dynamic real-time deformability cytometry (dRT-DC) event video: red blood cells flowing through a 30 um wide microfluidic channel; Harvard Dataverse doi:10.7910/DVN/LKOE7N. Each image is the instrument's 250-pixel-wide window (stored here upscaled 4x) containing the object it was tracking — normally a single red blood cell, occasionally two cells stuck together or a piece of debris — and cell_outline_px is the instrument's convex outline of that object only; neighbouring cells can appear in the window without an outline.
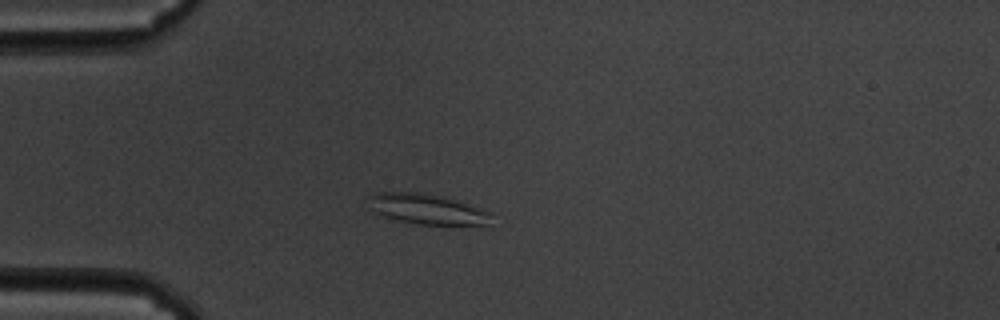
{"species": "common noctule bat (a hibernating species)", "species_latin": "Nyctalus noctula", "temperature_condition": "cold", "stored_images_in_passage": 58, "camera_frame_rate_fps": 3000, "um_per_image_px": 0.085, "animal": {"sex": "male", "body_mass_g": 19.5, "forearm_length_mm": 54.6}, "frame": {"image": 1, "passage_image": 15, "time_ms": 4.667, "image_size_px": [1000, 320], "cell_outline_px": [[492, 228], [416, 224], [384, 216], [368, 208], [368, 196], [376, 192], [420, 192], [444, 196], [488, 212]], "centroid_in_image_um": [36.36, 17.82], "position_along_channel_um": 48.6, "area_um2": 22.37}}
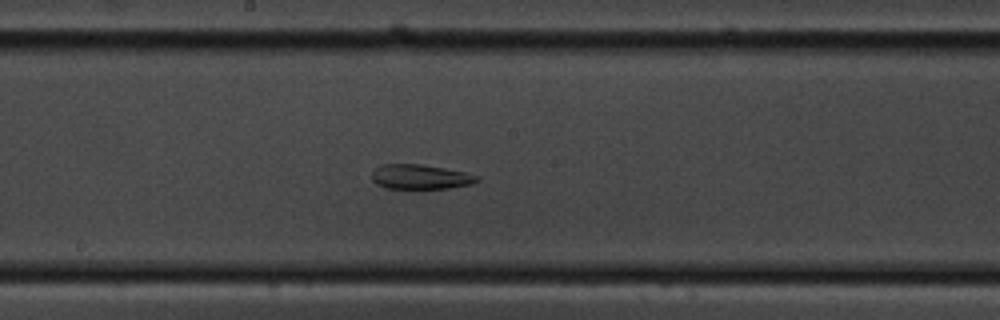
{"frame": {"image": 2, "passage_image": 31, "time_ms": 10.0, "image_size_px": [1000, 320], "cell_outline_px": [[480, 180], [472, 184], [448, 188], [384, 188], [376, 184], [372, 180], [372, 172], [376, 168], [384, 164], [420, 164], [444, 168], [464, 172], [480, 176]], "centroid_in_image_um": [35.74, 15.03], "position_along_channel_um": 212.5, "area_um2": 15.09}}
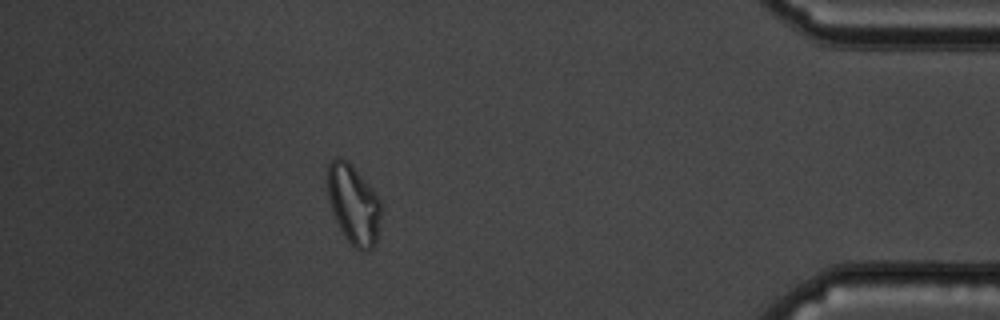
{"frame": {"image": 3, "passage_image": 52, "time_ms": 17.0, "image_size_px": [1000, 320], "cell_outline_px": [[380, 216], [376, 240], [372, 248], [368, 252], [360, 252], [348, 240], [340, 228], [336, 220], [328, 196], [328, 164], [336, 156], [348, 160], [352, 164], [372, 188], [380, 200]], "centroid_in_image_um": [30.05, 17.35], "position_along_channel_um": 405.1, "area_um2": 24.51}, "authors_computed_cell_mechanics": {"area_um2": 21.7328, "velocity_mm_per_s": 3.3739, "shape_relaxation_time_tau1_ms": null, "shape_relaxation_time_tau2_ms": 4.4078, "deformation_change_tau1": null, "deformation_change_tau2": 0.1046}}